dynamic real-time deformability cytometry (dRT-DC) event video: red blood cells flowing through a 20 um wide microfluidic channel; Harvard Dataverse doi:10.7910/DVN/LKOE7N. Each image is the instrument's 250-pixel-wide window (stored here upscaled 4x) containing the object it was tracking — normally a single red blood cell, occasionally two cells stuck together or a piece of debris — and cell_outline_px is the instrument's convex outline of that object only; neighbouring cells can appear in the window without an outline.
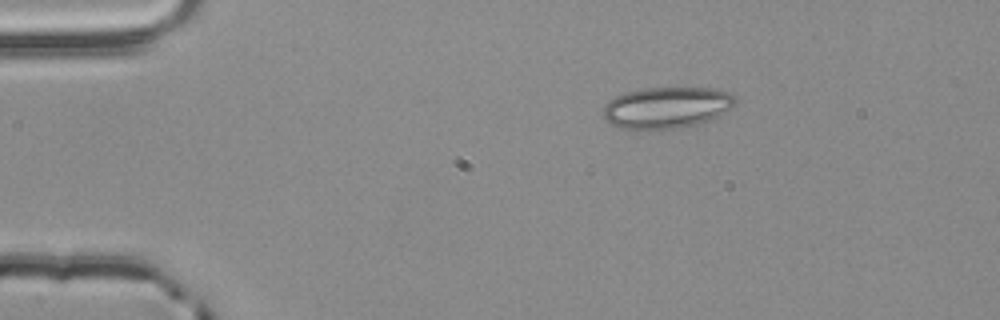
{"species": "common noctule bat (a hibernating species)", "species_latin": "Nyctalus noctula", "temperature_condition": "room temperature", "stored_images_in_passage": 5, "segment_of_instrument_passage": [2, 2], "camera_frame_rate_fps": 3000, "um_per_image_px": 0.085, "animal": {"sex": "male", "body_mass_g": 20.4}, "frame": {"image": 1, "passage_image": 5, "time_ms": 1.333, "image_size_px": [1000, 320], "cell_outline_px": [[736, 100], [732, 108], [712, 120], [684, 128], [632, 132], [620, 128], [604, 120], [604, 104], [608, 100], [624, 92], [644, 88], [712, 88], [728, 92], [736, 96]], "centroid_in_image_um": [56.64, 9.19], "position_along_channel_um": 28.4, "area_um2": 32.89}}